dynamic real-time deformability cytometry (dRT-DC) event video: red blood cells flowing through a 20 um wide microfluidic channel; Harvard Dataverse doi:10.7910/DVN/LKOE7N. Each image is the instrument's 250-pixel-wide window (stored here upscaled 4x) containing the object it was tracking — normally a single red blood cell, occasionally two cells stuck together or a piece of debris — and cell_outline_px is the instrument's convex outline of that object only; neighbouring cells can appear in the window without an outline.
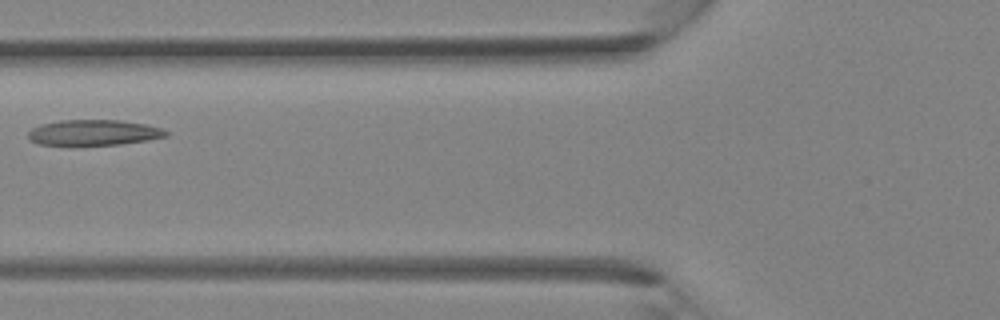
{"species": "Egyptian fruit bat (a non-hibernating species)", "species_latin": "Rousettus aegyptiacus", "temperature_condition": "room temperature", "stored_images_in_passage": 32, "camera_frame_rate_fps": 3000, "um_per_image_px": 0.085, "animal": {"sex": "female"}, "frame": {"image": 1, "passage_image": 10, "time_ms": 3.0, "image_size_px": [1000, 320], "cell_outline_px": [[168, 136], [148, 140], [120, 144], [72, 148], [40, 144], [28, 140], [28, 132], [32, 128], [40, 124], [60, 120], [120, 120], [144, 124], [160, 128], [168, 132]], "centroid_in_image_um": [7.87, 11.31], "position_along_channel_um": 117.9, "area_um2": 21.44}}
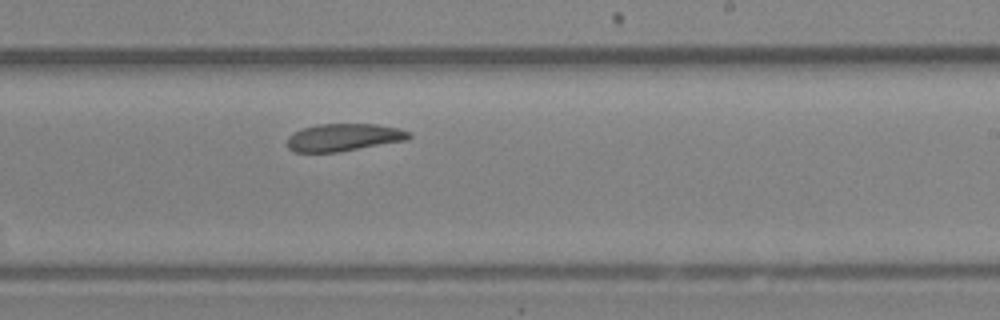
{"frame": {"image": 2, "passage_image": 18, "time_ms": 5.667, "image_size_px": [1000, 320], "cell_outline_px": [[412, 136], [408, 140], [340, 152], [292, 152], [288, 148], [288, 136], [292, 132], [300, 128], [316, 124], [376, 124], [400, 128], [412, 132]], "centroid_in_image_um": [29.23, 11.67], "position_along_channel_um": 259.8, "area_um2": 19.94}}
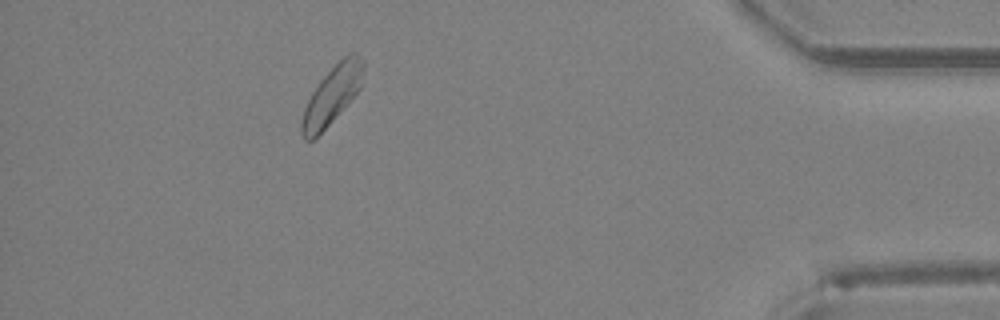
{"frame": {"image": 3, "passage_image": 29, "time_ms": 9.333, "image_size_px": [1000, 320], "cell_outline_px": [[364, 64], [360, 88], [328, 124], [312, 140], [304, 140], [300, 132], [300, 124], [304, 108], [312, 92], [320, 80], [344, 56], [352, 52], [356, 52], [364, 60]], "centroid_in_image_um": [28.2, 8.07], "position_along_channel_um": 407.0, "area_um2": 20.23}}